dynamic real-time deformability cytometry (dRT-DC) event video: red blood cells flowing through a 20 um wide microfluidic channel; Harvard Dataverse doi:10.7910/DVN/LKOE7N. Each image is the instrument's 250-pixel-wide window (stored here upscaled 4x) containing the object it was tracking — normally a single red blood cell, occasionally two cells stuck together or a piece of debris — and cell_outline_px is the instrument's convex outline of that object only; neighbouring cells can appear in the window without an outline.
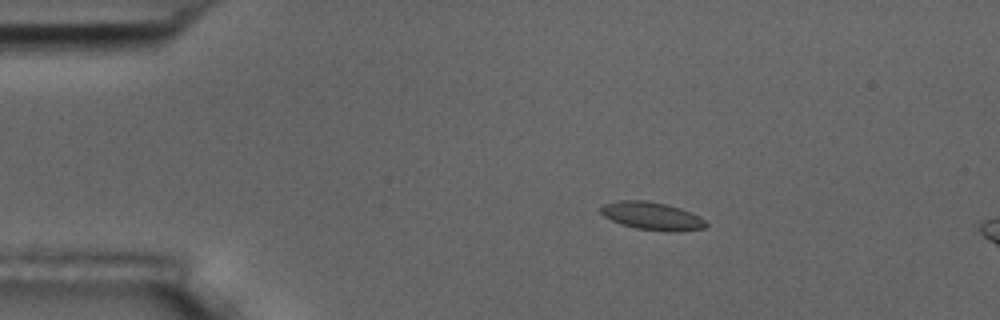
{"species": "common noctule bat (a hibernating species)", "species_latin": "Nyctalus noctula", "temperature_condition": "room temperature", "stored_images_in_passage": 5, "camera_frame_rate_fps": 3000, "um_per_image_px": 0.085, "animal": {"sex": "male", "body_mass_g": 17.5, "forearm_length_mm": 52.3}, "frame": {"image": 1, "passage_image": 3, "time_ms": 2.333, "image_size_px": [1000, 320], "cell_outline_px": [[708, 224], [704, 228], [672, 232], [664, 232], [636, 228], [620, 224], [604, 216], [600, 212], [600, 204], [616, 200], [644, 200], [664, 204], [680, 208], [700, 216]], "centroid_in_image_um": [55.37, 18.36], "position_along_channel_um": 29.6, "area_um2": 17.22}}